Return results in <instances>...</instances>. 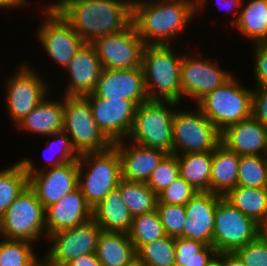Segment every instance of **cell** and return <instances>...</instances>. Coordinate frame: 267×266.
I'll list each match as a JSON object with an SVG mask.
<instances>
[{"label":"cell","instance_id":"43","mask_svg":"<svg viewBox=\"0 0 267 266\" xmlns=\"http://www.w3.org/2000/svg\"><path fill=\"white\" fill-rule=\"evenodd\" d=\"M254 46V47H253ZM254 52L253 75L255 88H267V44L254 43L252 45Z\"/></svg>","mask_w":267,"mask_h":266},{"label":"cell","instance_id":"20","mask_svg":"<svg viewBox=\"0 0 267 266\" xmlns=\"http://www.w3.org/2000/svg\"><path fill=\"white\" fill-rule=\"evenodd\" d=\"M223 196L211 192H198L186 205L183 237L213 246L215 211Z\"/></svg>","mask_w":267,"mask_h":266},{"label":"cell","instance_id":"3","mask_svg":"<svg viewBox=\"0 0 267 266\" xmlns=\"http://www.w3.org/2000/svg\"><path fill=\"white\" fill-rule=\"evenodd\" d=\"M174 46H144L141 68L149 100L182 102L181 61L184 53L176 52Z\"/></svg>","mask_w":267,"mask_h":266},{"label":"cell","instance_id":"9","mask_svg":"<svg viewBox=\"0 0 267 266\" xmlns=\"http://www.w3.org/2000/svg\"><path fill=\"white\" fill-rule=\"evenodd\" d=\"M63 131L79 155L102 152L113 146L95 121L85 96H64Z\"/></svg>","mask_w":267,"mask_h":266},{"label":"cell","instance_id":"36","mask_svg":"<svg viewBox=\"0 0 267 266\" xmlns=\"http://www.w3.org/2000/svg\"><path fill=\"white\" fill-rule=\"evenodd\" d=\"M128 235L136 251L148 242L165 237L158 211L134 216Z\"/></svg>","mask_w":267,"mask_h":266},{"label":"cell","instance_id":"1","mask_svg":"<svg viewBox=\"0 0 267 266\" xmlns=\"http://www.w3.org/2000/svg\"><path fill=\"white\" fill-rule=\"evenodd\" d=\"M50 4L85 43L132 23V5L127 0H56Z\"/></svg>","mask_w":267,"mask_h":266},{"label":"cell","instance_id":"26","mask_svg":"<svg viewBox=\"0 0 267 266\" xmlns=\"http://www.w3.org/2000/svg\"><path fill=\"white\" fill-rule=\"evenodd\" d=\"M210 192L225 196L238 185L240 156L220 143L213 151Z\"/></svg>","mask_w":267,"mask_h":266},{"label":"cell","instance_id":"14","mask_svg":"<svg viewBox=\"0 0 267 266\" xmlns=\"http://www.w3.org/2000/svg\"><path fill=\"white\" fill-rule=\"evenodd\" d=\"M91 44L104 69L141 67L145 44L133 23L120 32L98 37Z\"/></svg>","mask_w":267,"mask_h":266},{"label":"cell","instance_id":"8","mask_svg":"<svg viewBox=\"0 0 267 266\" xmlns=\"http://www.w3.org/2000/svg\"><path fill=\"white\" fill-rule=\"evenodd\" d=\"M0 237L27 240L37 245L41 240L46 243L45 209L29 186L0 217Z\"/></svg>","mask_w":267,"mask_h":266},{"label":"cell","instance_id":"50","mask_svg":"<svg viewBox=\"0 0 267 266\" xmlns=\"http://www.w3.org/2000/svg\"><path fill=\"white\" fill-rule=\"evenodd\" d=\"M38 256H39V266H67V265H64V264H61V263L54 261L49 256H47L44 253V251H43V254L41 255V257H40V254Z\"/></svg>","mask_w":267,"mask_h":266},{"label":"cell","instance_id":"24","mask_svg":"<svg viewBox=\"0 0 267 266\" xmlns=\"http://www.w3.org/2000/svg\"><path fill=\"white\" fill-rule=\"evenodd\" d=\"M49 95L42 100L15 128L37 136H50L63 131L64 96L53 99Z\"/></svg>","mask_w":267,"mask_h":266},{"label":"cell","instance_id":"25","mask_svg":"<svg viewBox=\"0 0 267 266\" xmlns=\"http://www.w3.org/2000/svg\"><path fill=\"white\" fill-rule=\"evenodd\" d=\"M93 219L102 231L129 233L133 216L125 205L118 187L111 190L93 208Z\"/></svg>","mask_w":267,"mask_h":266},{"label":"cell","instance_id":"44","mask_svg":"<svg viewBox=\"0 0 267 266\" xmlns=\"http://www.w3.org/2000/svg\"><path fill=\"white\" fill-rule=\"evenodd\" d=\"M252 116L267 127V88L253 87Z\"/></svg>","mask_w":267,"mask_h":266},{"label":"cell","instance_id":"5","mask_svg":"<svg viewBox=\"0 0 267 266\" xmlns=\"http://www.w3.org/2000/svg\"><path fill=\"white\" fill-rule=\"evenodd\" d=\"M180 105L176 101L161 100H148L137 105L128 141L173 154V116Z\"/></svg>","mask_w":267,"mask_h":266},{"label":"cell","instance_id":"40","mask_svg":"<svg viewBox=\"0 0 267 266\" xmlns=\"http://www.w3.org/2000/svg\"><path fill=\"white\" fill-rule=\"evenodd\" d=\"M175 260L212 259L216 254L213 246L184 237L175 238Z\"/></svg>","mask_w":267,"mask_h":266},{"label":"cell","instance_id":"6","mask_svg":"<svg viewBox=\"0 0 267 266\" xmlns=\"http://www.w3.org/2000/svg\"><path fill=\"white\" fill-rule=\"evenodd\" d=\"M235 75L195 104L220 132L252 116L253 87H246Z\"/></svg>","mask_w":267,"mask_h":266},{"label":"cell","instance_id":"22","mask_svg":"<svg viewBox=\"0 0 267 266\" xmlns=\"http://www.w3.org/2000/svg\"><path fill=\"white\" fill-rule=\"evenodd\" d=\"M221 143L239 156H267V127L250 116L221 132Z\"/></svg>","mask_w":267,"mask_h":266},{"label":"cell","instance_id":"10","mask_svg":"<svg viewBox=\"0 0 267 266\" xmlns=\"http://www.w3.org/2000/svg\"><path fill=\"white\" fill-rule=\"evenodd\" d=\"M182 105L173 116V154L213 151L221 143V132L196 105L192 111L182 110Z\"/></svg>","mask_w":267,"mask_h":266},{"label":"cell","instance_id":"33","mask_svg":"<svg viewBox=\"0 0 267 266\" xmlns=\"http://www.w3.org/2000/svg\"><path fill=\"white\" fill-rule=\"evenodd\" d=\"M28 186V174L21 161L0 169V217Z\"/></svg>","mask_w":267,"mask_h":266},{"label":"cell","instance_id":"7","mask_svg":"<svg viewBox=\"0 0 267 266\" xmlns=\"http://www.w3.org/2000/svg\"><path fill=\"white\" fill-rule=\"evenodd\" d=\"M25 61L20 64L10 76H6L5 107L7 118L14 127L21 122L42 100L49 96L51 91L46 77L38 73V69ZM45 78V79H44Z\"/></svg>","mask_w":267,"mask_h":266},{"label":"cell","instance_id":"29","mask_svg":"<svg viewBox=\"0 0 267 266\" xmlns=\"http://www.w3.org/2000/svg\"><path fill=\"white\" fill-rule=\"evenodd\" d=\"M45 137L46 138L48 137V140L46 139L45 143L46 144L45 146L47 148L45 149V151L47 150L45 153L46 155L49 154V157L45 156V163H44L45 166L42 164V166H39L40 167L39 168L36 165V163L32 160L33 158L21 157L20 161L23 164L26 173L41 172L43 170L57 167L64 163L77 161L79 159L80 155L77 153L71 142V139L64 131ZM49 138L52 139L50 140ZM45 153L43 152V154Z\"/></svg>","mask_w":267,"mask_h":266},{"label":"cell","instance_id":"39","mask_svg":"<svg viewBox=\"0 0 267 266\" xmlns=\"http://www.w3.org/2000/svg\"><path fill=\"white\" fill-rule=\"evenodd\" d=\"M158 214L165 234L169 237H183V228L186 221V210L183 205L157 203Z\"/></svg>","mask_w":267,"mask_h":266},{"label":"cell","instance_id":"47","mask_svg":"<svg viewBox=\"0 0 267 266\" xmlns=\"http://www.w3.org/2000/svg\"><path fill=\"white\" fill-rule=\"evenodd\" d=\"M29 0H0V8L4 10L21 9L30 6Z\"/></svg>","mask_w":267,"mask_h":266},{"label":"cell","instance_id":"55","mask_svg":"<svg viewBox=\"0 0 267 266\" xmlns=\"http://www.w3.org/2000/svg\"><path fill=\"white\" fill-rule=\"evenodd\" d=\"M32 266H39V257L37 256L36 262Z\"/></svg>","mask_w":267,"mask_h":266},{"label":"cell","instance_id":"34","mask_svg":"<svg viewBox=\"0 0 267 266\" xmlns=\"http://www.w3.org/2000/svg\"><path fill=\"white\" fill-rule=\"evenodd\" d=\"M175 238L165 236L142 245L137 260L144 266H175Z\"/></svg>","mask_w":267,"mask_h":266},{"label":"cell","instance_id":"49","mask_svg":"<svg viewBox=\"0 0 267 266\" xmlns=\"http://www.w3.org/2000/svg\"><path fill=\"white\" fill-rule=\"evenodd\" d=\"M211 259L175 260V266H205Z\"/></svg>","mask_w":267,"mask_h":266},{"label":"cell","instance_id":"11","mask_svg":"<svg viewBox=\"0 0 267 266\" xmlns=\"http://www.w3.org/2000/svg\"><path fill=\"white\" fill-rule=\"evenodd\" d=\"M40 12L44 14L42 23L36 29L35 37L52 62L65 70L76 52L85 43L71 25L49 3H43ZM49 4V5H48Z\"/></svg>","mask_w":267,"mask_h":266},{"label":"cell","instance_id":"54","mask_svg":"<svg viewBox=\"0 0 267 266\" xmlns=\"http://www.w3.org/2000/svg\"><path fill=\"white\" fill-rule=\"evenodd\" d=\"M131 5H133L136 2L143 1V0H127Z\"/></svg>","mask_w":267,"mask_h":266},{"label":"cell","instance_id":"42","mask_svg":"<svg viewBox=\"0 0 267 266\" xmlns=\"http://www.w3.org/2000/svg\"><path fill=\"white\" fill-rule=\"evenodd\" d=\"M234 253L245 266H267V240L262 234Z\"/></svg>","mask_w":267,"mask_h":266},{"label":"cell","instance_id":"53","mask_svg":"<svg viewBox=\"0 0 267 266\" xmlns=\"http://www.w3.org/2000/svg\"><path fill=\"white\" fill-rule=\"evenodd\" d=\"M128 266H144L141 262H139L138 260H135L133 263H131Z\"/></svg>","mask_w":267,"mask_h":266},{"label":"cell","instance_id":"31","mask_svg":"<svg viewBox=\"0 0 267 266\" xmlns=\"http://www.w3.org/2000/svg\"><path fill=\"white\" fill-rule=\"evenodd\" d=\"M224 198L258 224H267V188H248L237 185Z\"/></svg>","mask_w":267,"mask_h":266},{"label":"cell","instance_id":"30","mask_svg":"<svg viewBox=\"0 0 267 266\" xmlns=\"http://www.w3.org/2000/svg\"><path fill=\"white\" fill-rule=\"evenodd\" d=\"M212 151L177 155L180 176L196 192H210Z\"/></svg>","mask_w":267,"mask_h":266},{"label":"cell","instance_id":"48","mask_svg":"<svg viewBox=\"0 0 267 266\" xmlns=\"http://www.w3.org/2000/svg\"><path fill=\"white\" fill-rule=\"evenodd\" d=\"M223 266H245L235 253H223Z\"/></svg>","mask_w":267,"mask_h":266},{"label":"cell","instance_id":"45","mask_svg":"<svg viewBox=\"0 0 267 266\" xmlns=\"http://www.w3.org/2000/svg\"><path fill=\"white\" fill-rule=\"evenodd\" d=\"M209 0H200L196 4V14H201V11H204L207 7V3ZM218 2V3H217ZM242 0H216V4L222 9L229 11L231 15L233 16L229 20L230 22L228 24H231L230 27L233 29V26L237 23L239 15H240V6H241ZM223 10V11H224ZM234 17V18H233Z\"/></svg>","mask_w":267,"mask_h":266},{"label":"cell","instance_id":"28","mask_svg":"<svg viewBox=\"0 0 267 266\" xmlns=\"http://www.w3.org/2000/svg\"><path fill=\"white\" fill-rule=\"evenodd\" d=\"M242 0L240 15L233 26L239 35L251 40V43L266 44L267 0Z\"/></svg>","mask_w":267,"mask_h":266},{"label":"cell","instance_id":"19","mask_svg":"<svg viewBox=\"0 0 267 266\" xmlns=\"http://www.w3.org/2000/svg\"><path fill=\"white\" fill-rule=\"evenodd\" d=\"M102 64L95 47L84 43L62 72L68 78L63 96H86L91 94L102 72ZM66 71V72H65Z\"/></svg>","mask_w":267,"mask_h":266},{"label":"cell","instance_id":"15","mask_svg":"<svg viewBox=\"0 0 267 266\" xmlns=\"http://www.w3.org/2000/svg\"><path fill=\"white\" fill-rule=\"evenodd\" d=\"M102 229L91 218L83 224L57 231L47 237L44 253L54 261L67 265L78 256L96 253Z\"/></svg>","mask_w":267,"mask_h":266},{"label":"cell","instance_id":"35","mask_svg":"<svg viewBox=\"0 0 267 266\" xmlns=\"http://www.w3.org/2000/svg\"><path fill=\"white\" fill-rule=\"evenodd\" d=\"M36 245L27 240L0 237V266H32L38 256Z\"/></svg>","mask_w":267,"mask_h":266},{"label":"cell","instance_id":"51","mask_svg":"<svg viewBox=\"0 0 267 266\" xmlns=\"http://www.w3.org/2000/svg\"><path fill=\"white\" fill-rule=\"evenodd\" d=\"M205 266H223V253H217Z\"/></svg>","mask_w":267,"mask_h":266},{"label":"cell","instance_id":"52","mask_svg":"<svg viewBox=\"0 0 267 266\" xmlns=\"http://www.w3.org/2000/svg\"><path fill=\"white\" fill-rule=\"evenodd\" d=\"M261 234L264 236V238L267 240V224L261 226Z\"/></svg>","mask_w":267,"mask_h":266},{"label":"cell","instance_id":"41","mask_svg":"<svg viewBox=\"0 0 267 266\" xmlns=\"http://www.w3.org/2000/svg\"><path fill=\"white\" fill-rule=\"evenodd\" d=\"M198 192L181 176L157 194L161 204L185 206Z\"/></svg>","mask_w":267,"mask_h":266},{"label":"cell","instance_id":"16","mask_svg":"<svg viewBox=\"0 0 267 266\" xmlns=\"http://www.w3.org/2000/svg\"><path fill=\"white\" fill-rule=\"evenodd\" d=\"M102 132L114 143L127 139L134 123L137 104L126 99H104L93 93L85 96Z\"/></svg>","mask_w":267,"mask_h":266},{"label":"cell","instance_id":"21","mask_svg":"<svg viewBox=\"0 0 267 266\" xmlns=\"http://www.w3.org/2000/svg\"><path fill=\"white\" fill-rule=\"evenodd\" d=\"M129 142L128 139H123L113 143L120 157L122 179L146 183L168 153Z\"/></svg>","mask_w":267,"mask_h":266},{"label":"cell","instance_id":"32","mask_svg":"<svg viewBox=\"0 0 267 266\" xmlns=\"http://www.w3.org/2000/svg\"><path fill=\"white\" fill-rule=\"evenodd\" d=\"M118 188L133 217L157 209V194L146 183L121 179Z\"/></svg>","mask_w":267,"mask_h":266},{"label":"cell","instance_id":"12","mask_svg":"<svg viewBox=\"0 0 267 266\" xmlns=\"http://www.w3.org/2000/svg\"><path fill=\"white\" fill-rule=\"evenodd\" d=\"M197 51L199 53L191 55V52L184 50L181 61L182 102L187 103L189 99L191 101V103L188 101L189 104H192V101L194 104L197 103L234 75L233 70L223 69L217 57L205 58L200 50Z\"/></svg>","mask_w":267,"mask_h":266},{"label":"cell","instance_id":"17","mask_svg":"<svg viewBox=\"0 0 267 266\" xmlns=\"http://www.w3.org/2000/svg\"><path fill=\"white\" fill-rule=\"evenodd\" d=\"M27 174L28 186L35 192L44 209L78 188L77 161Z\"/></svg>","mask_w":267,"mask_h":266},{"label":"cell","instance_id":"2","mask_svg":"<svg viewBox=\"0 0 267 266\" xmlns=\"http://www.w3.org/2000/svg\"><path fill=\"white\" fill-rule=\"evenodd\" d=\"M196 16L191 0H143L132 5V23L145 45L178 43Z\"/></svg>","mask_w":267,"mask_h":266},{"label":"cell","instance_id":"23","mask_svg":"<svg viewBox=\"0 0 267 266\" xmlns=\"http://www.w3.org/2000/svg\"><path fill=\"white\" fill-rule=\"evenodd\" d=\"M93 218V209L79 188L45 209L47 237L57 231L85 223Z\"/></svg>","mask_w":267,"mask_h":266},{"label":"cell","instance_id":"4","mask_svg":"<svg viewBox=\"0 0 267 266\" xmlns=\"http://www.w3.org/2000/svg\"><path fill=\"white\" fill-rule=\"evenodd\" d=\"M77 164L78 188L93 209L122 179L118 151L112 146L102 152L84 153Z\"/></svg>","mask_w":267,"mask_h":266},{"label":"cell","instance_id":"18","mask_svg":"<svg viewBox=\"0 0 267 266\" xmlns=\"http://www.w3.org/2000/svg\"><path fill=\"white\" fill-rule=\"evenodd\" d=\"M92 93L104 99L132 100L137 105L149 100L141 67L129 69L103 68Z\"/></svg>","mask_w":267,"mask_h":266},{"label":"cell","instance_id":"37","mask_svg":"<svg viewBox=\"0 0 267 266\" xmlns=\"http://www.w3.org/2000/svg\"><path fill=\"white\" fill-rule=\"evenodd\" d=\"M238 185L248 188H267V156H240Z\"/></svg>","mask_w":267,"mask_h":266},{"label":"cell","instance_id":"46","mask_svg":"<svg viewBox=\"0 0 267 266\" xmlns=\"http://www.w3.org/2000/svg\"><path fill=\"white\" fill-rule=\"evenodd\" d=\"M67 266H102V265L99 259L97 258L96 253H92L83 256H78L70 263H68Z\"/></svg>","mask_w":267,"mask_h":266},{"label":"cell","instance_id":"27","mask_svg":"<svg viewBox=\"0 0 267 266\" xmlns=\"http://www.w3.org/2000/svg\"><path fill=\"white\" fill-rule=\"evenodd\" d=\"M96 256L102 266H128L137 254L127 233L101 231Z\"/></svg>","mask_w":267,"mask_h":266},{"label":"cell","instance_id":"13","mask_svg":"<svg viewBox=\"0 0 267 266\" xmlns=\"http://www.w3.org/2000/svg\"><path fill=\"white\" fill-rule=\"evenodd\" d=\"M261 234V225L222 197L216 206L213 247L217 253H234Z\"/></svg>","mask_w":267,"mask_h":266},{"label":"cell","instance_id":"38","mask_svg":"<svg viewBox=\"0 0 267 266\" xmlns=\"http://www.w3.org/2000/svg\"><path fill=\"white\" fill-rule=\"evenodd\" d=\"M180 176L177 155L167 154L151 173L146 184L158 194Z\"/></svg>","mask_w":267,"mask_h":266}]
</instances>
